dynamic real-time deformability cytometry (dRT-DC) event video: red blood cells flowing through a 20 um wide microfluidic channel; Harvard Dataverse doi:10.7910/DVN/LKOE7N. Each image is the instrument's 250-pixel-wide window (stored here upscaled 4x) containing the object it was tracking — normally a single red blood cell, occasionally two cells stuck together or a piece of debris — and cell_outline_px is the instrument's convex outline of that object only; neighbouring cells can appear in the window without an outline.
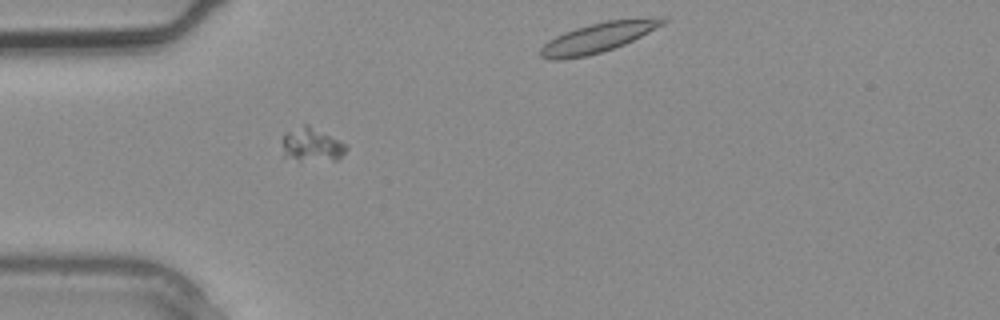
{"species": "common noctule bat (a hibernating species)", "species_latin": "Nyctalus noctula", "temperature_condition": "warm", "stored_images_in_passage": 2, "camera_frame_rate_fps": 3000, "um_per_image_px": 0.085, "animal": {"sex": "male", "body_mass_g": 20.4}, "frame": {"image": 1, "passage_image": 1, "time_ms": 0.0, "image_size_px": [1000, 320], "cell_outline_px": [[348, 148], [336, 160], [300, 164], [284, 156], [284, 136], [288, 132], [304, 124], [308, 124], [348, 144]], "centroid_in_image_um": [26.53, 12.37], "position_along_channel_um": 58.5, "area_um2": 13.01}}